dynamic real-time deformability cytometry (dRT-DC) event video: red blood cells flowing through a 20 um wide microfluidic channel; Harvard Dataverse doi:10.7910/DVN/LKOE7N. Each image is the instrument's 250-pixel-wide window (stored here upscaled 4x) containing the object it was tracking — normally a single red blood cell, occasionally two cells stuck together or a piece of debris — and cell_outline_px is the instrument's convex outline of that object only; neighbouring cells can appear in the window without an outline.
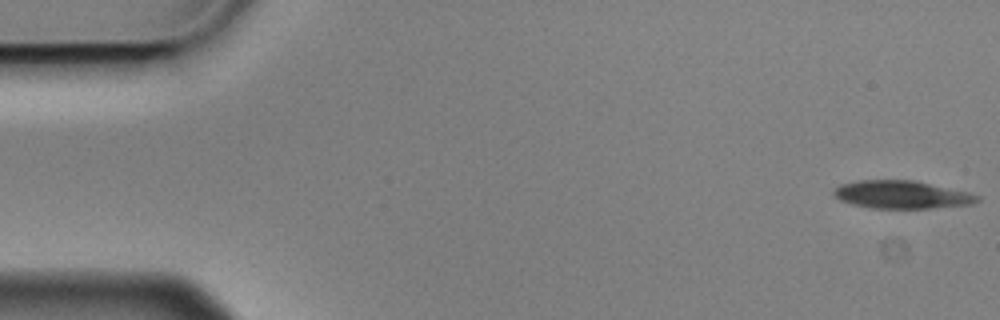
{"species": "Egyptian fruit bat (a non-hibernating species)", "species_latin": "Rousettus aegyptiacus", "temperature_condition": "cold", "stored_images_in_passage": 6, "camera_frame_rate_fps": 3000, "um_per_image_px": 0.085, "animal": {"sex": "male"}, "frame": {"image": 1, "passage_image": 1, "time_ms": 0.0, "image_size_px": [1000, 320], "cell_outline_px": [[980, 200], [972, 204], [932, 208], [872, 208], [852, 204], [840, 200], [832, 192], [840, 184], [860, 180], [916, 180], [968, 192], [980, 196]], "centroid_in_image_um": [76.67, 16.54], "position_along_channel_um": 8.3, "area_um2": 23.29}}
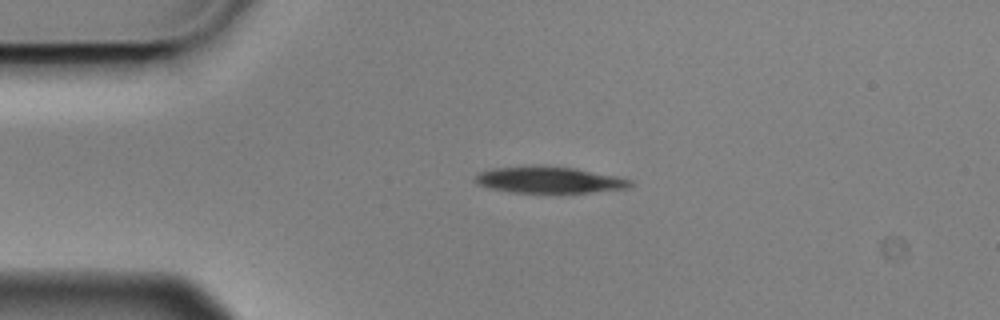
{"frame": {"image": 2, "passage_image": 4, "time_ms": 1.0, "image_size_px": [1000, 320], "cell_outline_px": [[632, 184], [628, 188], [592, 192], [508, 192], [476, 184], [472, 180], [480, 172], [492, 168], [540, 164], [576, 168], [616, 176], [632, 180]], "centroid_in_image_um": [46.64, 15.27], "position_along_channel_um": 38.4, "area_um2": 24.1}}
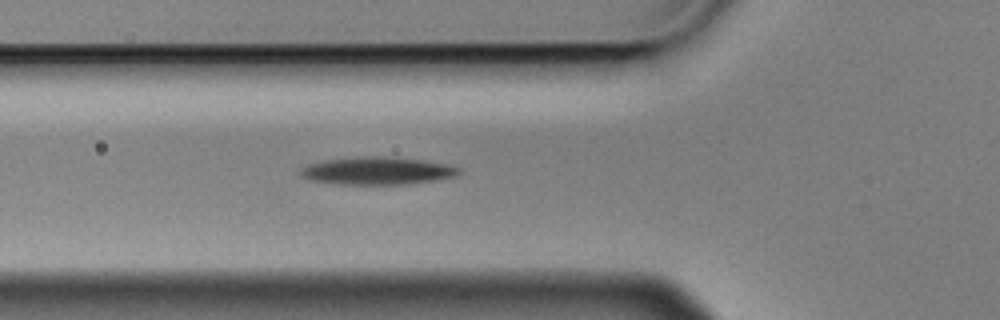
{"frame": {"image": 3, "passage_image": 6, "time_ms": 1.667, "image_size_px": [1000, 320], "cell_outline_px": [[460, 172], [456, 176], [408, 184], [340, 184], [312, 180], [300, 176], [300, 168], [308, 164], [324, 160], [364, 156], [380, 156], [424, 160], [448, 164], [460, 168]], "centroid_in_image_um": [32.06, 14.51], "position_along_channel_um": 93.7, "area_um2": 25.37}}